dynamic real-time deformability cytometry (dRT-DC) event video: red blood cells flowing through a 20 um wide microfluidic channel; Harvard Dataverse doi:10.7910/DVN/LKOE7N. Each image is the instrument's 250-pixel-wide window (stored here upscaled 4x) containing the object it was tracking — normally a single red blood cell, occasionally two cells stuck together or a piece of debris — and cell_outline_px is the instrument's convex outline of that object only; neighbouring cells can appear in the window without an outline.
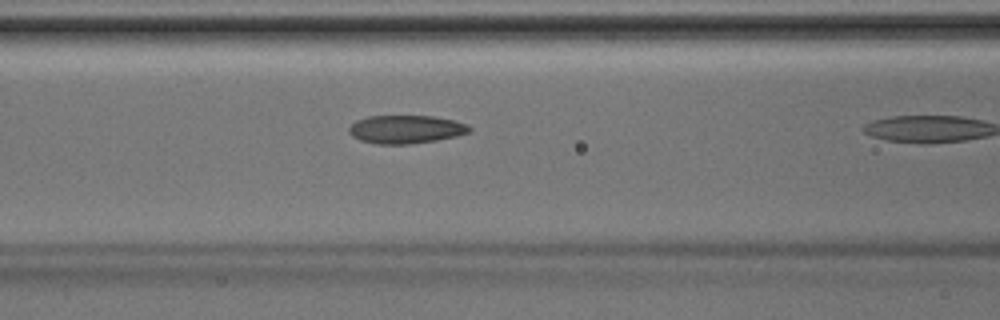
{"species": "Egyptian fruit bat (a non-hibernating species)", "species_latin": "Rousettus aegyptiacus", "temperature_condition": "room temperature", "stored_images_in_passage": 5, "camera_frame_rate_fps": 3000, "um_per_image_px": 0.085, "animal": {"sex": "male"}, "frame": {"image": 1, "passage_image": 4, "time_ms": 1.0, "image_size_px": [1000, 320], "cell_outline_px": [[472, 128], [468, 132], [456, 136], [436, 140], [412, 144], [376, 144], [360, 140], [352, 136], [348, 132], [348, 128], [356, 120], [368, 116], [432, 116], [452, 120], [468, 124]], "centroid_in_image_um": [34.47, 10.99], "position_along_channel_um": 132.1, "area_um2": 19.83}}